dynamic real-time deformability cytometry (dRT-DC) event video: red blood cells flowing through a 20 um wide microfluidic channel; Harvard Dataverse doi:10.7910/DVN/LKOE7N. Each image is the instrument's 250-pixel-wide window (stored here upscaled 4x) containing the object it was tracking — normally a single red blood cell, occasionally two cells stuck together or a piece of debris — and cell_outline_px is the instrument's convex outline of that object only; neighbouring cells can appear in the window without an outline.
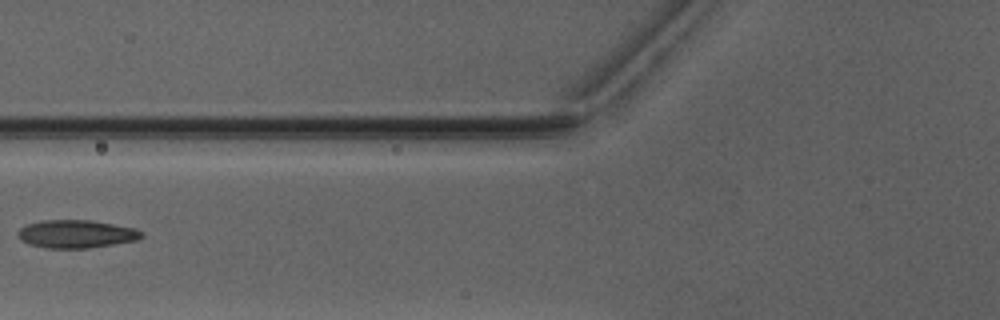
{"species": "Egyptian fruit bat (a non-hibernating species)", "species_latin": "Rousettus aegyptiacus", "temperature_condition": "warm", "stored_images_in_passage": 6, "camera_frame_rate_fps": 3000, "um_per_image_px": 0.085, "animal": {"sex": "male"}, "frame": {"image": 1, "passage_image": 6, "time_ms": 6.333, "image_size_px": [1000, 320], "cell_outline_px": [[144, 236], [136, 240], [88, 248], [44, 248], [28, 244], [20, 240], [16, 236], [16, 232], [20, 228], [28, 224], [44, 220], [92, 220], [136, 228], [144, 232]], "centroid_in_image_um": [6.46, 19.88], "position_along_channel_um": 119.3, "area_um2": 20.35}}